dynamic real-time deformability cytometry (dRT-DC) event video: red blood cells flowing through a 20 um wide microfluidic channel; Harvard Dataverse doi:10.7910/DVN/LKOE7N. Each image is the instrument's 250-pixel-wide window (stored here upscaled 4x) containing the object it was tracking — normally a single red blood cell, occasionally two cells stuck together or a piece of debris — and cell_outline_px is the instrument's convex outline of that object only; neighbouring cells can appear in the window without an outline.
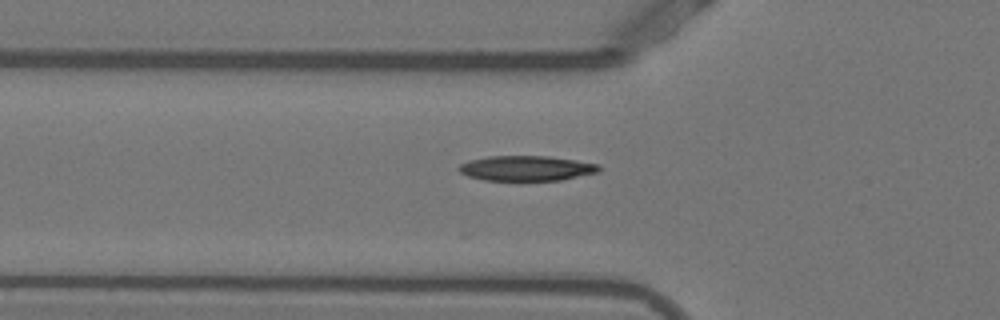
{"species": "Egyptian fruit bat (a non-hibernating species)", "species_latin": "Rousettus aegyptiacus", "temperature_condition": "warm", "stored_images_in_passage": 18, "camera_frame_rate_fps": 3000, "um_per_image_px": 0.085, "animal": {"sex": "female"}, "frame": {"image": 1, "passage_image": 6, "time_ms": 1.667, "image_size_px": [1000, 320], "cell_outline_px": [[600, 172], [560, 180], [484, 180], [468, 176], [460, 172], [456, 168], [460, 164], [468, 160], [488, 156], [548, 156], [576, 160], [600, 164]], "centroid_in_image_um": [44.74, 14.29], "position_along_channel_um": 81.1, "area_um2": 20.58}}
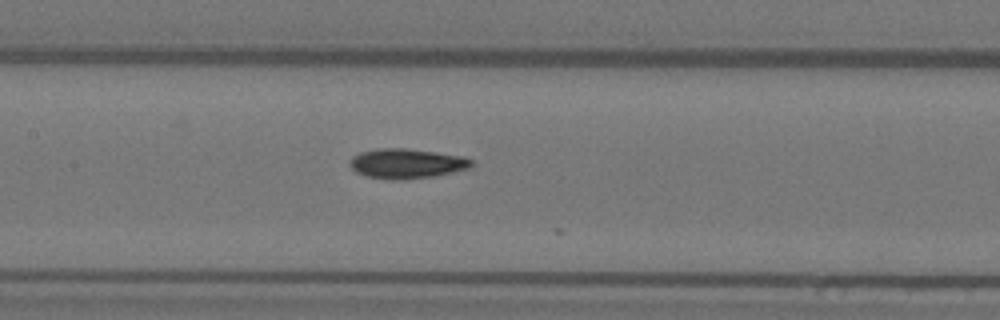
{"frame": {"image": 2, "passage_image": 13, "time_ms": 4.0, "image_size_px": [1000, 320], "cell_outline_px": [[472, 168], [432, 176], [404, 180], [392, 180], [368, 176], [356, 172], [348, 164], [352, 156], [360, 152], [376, 148], [408, 148], [464, 156], [472, 160]], "centroid_in_image_um": [34.56, 13.89], "position_along_channel_um": 172.8, "area_um2": 21.27}}
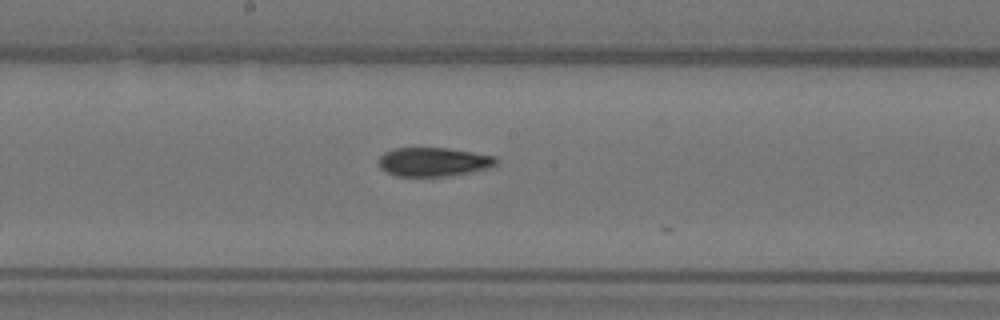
{"frame": {"image": 3, "passage_image": 16, "time_ms": 5.0, "image_size_px": [1000, 320], "cell_outline_px": [[496, 164], [492, 168], [472, 172], [448, 176], [396, 176], [380, 168], [380, 156], [384, 152], [392, 148], [448, 148], [496, 156]], "centroid_in_image_um": [36.88, 13.76], "position_along_channel_um": 211.3, "area_um2": 19.83}}